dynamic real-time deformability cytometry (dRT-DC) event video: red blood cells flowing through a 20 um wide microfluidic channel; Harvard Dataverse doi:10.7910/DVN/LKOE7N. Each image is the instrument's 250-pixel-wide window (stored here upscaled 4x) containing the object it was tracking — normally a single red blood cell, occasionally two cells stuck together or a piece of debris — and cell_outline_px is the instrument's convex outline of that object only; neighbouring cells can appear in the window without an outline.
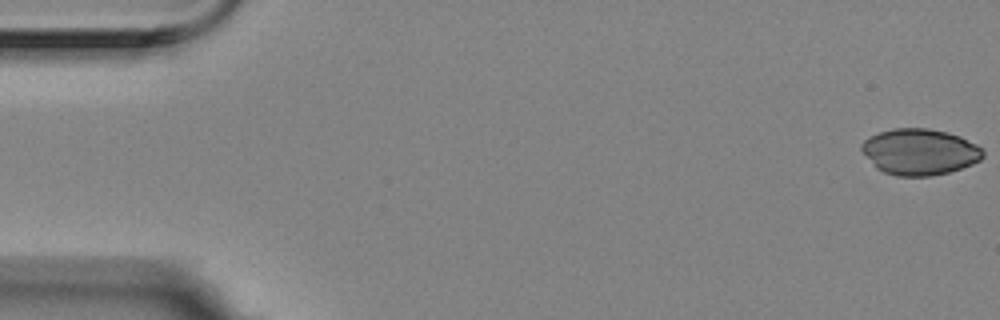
{"species": "Egyptian fruit bat (a non-hibernating species)", "species_latin": "Rousettus aegyptiacus", "temperature_condition": "room temperature", "stored_images_in_passage": 7, "camera_frame_rate_fps": 3000, "um_per_image_px": 0.085, "animal": {"sex": "female"}, "frame": {"image": 1, "passage_image": 1, "time_ms": 0.0, "image_size_px": [1000, 320], "cell_outline_px": [[984, 156], [980, 160], [972, 164], [948, 172], [932, 176], [896, 176], [884, 172], [876, 168], [860, 148], [860, 144], [868, 136], [892, 128], [928, 128], [960, 136], [976, 144], [984, 152]], "centroid_in_image_um": [78.15, 12.9], "position_along_channel_um": 6.9, "area_um2": 32.6}}
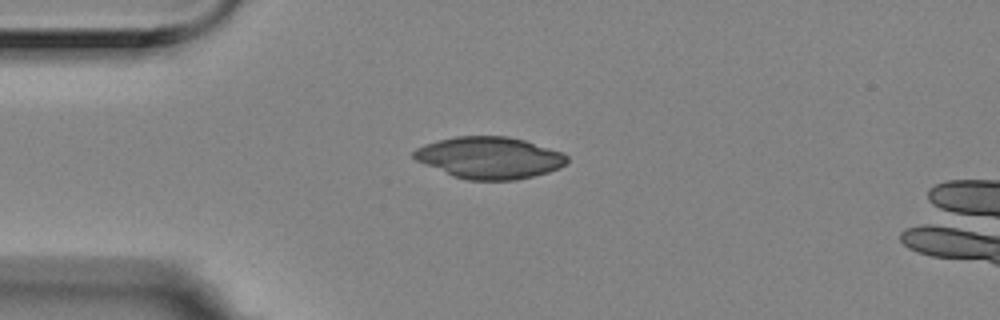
{"frame": {"image": 2, "passage_image": 5, "time_ms": 1.333, "image_size_px": [1000, 320], "cell_outline_px": [[568, 160], [560, 168], [548, 172], [516, 180], [468, 180], [452, 176], [424, 164], [416, 160], [412, 156], [412, 152], [416, 148], [424, 144], [436, 140], [456, 136], [508, 136], [524, 140], [564, 152], [568, 156]], "centroid_in_image_um": [41.59, 13.4], "position_along_channel_um": 43.4, "area_um2": 37.51}}